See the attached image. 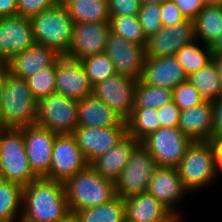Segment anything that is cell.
I'll list each match as a JSON object with an SVG mask.
<instances>
[{
    "instance_id": "603a6c76",
    "label": "cell",
    "mask_w": 222,
    "mask_h": 222,
    "mask_svg": "<svg viewBox=\"0 0 222 222\" xmlns=\"http://www.w3.org/2000/svg\"><path fill=\"white\" fill-rule=\"evenodd\" d=\"M124 206L130 222H170L176 217L148 191L124 198Z\"/></svg>"
},
{
    "instance_id": "bcb514c9",
    "label": "cell",
    "mask_w": 222,
    "mask_h": 222,
    "mask_svg": "<svg viewBox=\"0 0 222 222\" xmlns=\"http://www.w3.org/2000/svg\"><path fill=\"white\" fill-rule=\"evenodd\" d=\"M214 154H215V169L216 176L219 175V171L222 172V138L212 140Z\"/></svg>"
},
{
    "instance_id": "f6af8a7d",
    "label": "cell",
    "mask_w": 222,
    "mask_h": 222,
    "mask_svg": "<svg viewBox=\"0 0 222 222\" xmlns=\"http://www.w3.org/2000/svg\"><path fill=\"white\" fill-rule=\"evenodd\" d=\"M17 16V0H0V17Z\"/></svg>"
},
{
    "instance_id": "ba28073f",
    "label": "cell",
    "mask_w": 222,
    "mask_h": 222,
    "mask_svg": "<svg viewBox=\"0 0 222 222\" xmlns=\"http://www.w3.org/2000/svg\"><path fill=\"white\" fill-rule=\"evenodd\" d=\"M157 163L139 142L132 150L127 165L115 181V193L121 198L147 192Z\"/></svg>"
},
{
    "instance_id": "3957f363",
    "label": "cell",
    "mask_w": 222,
    "mask_h": 222,
    "mask_svg": "<svg viewBox=\"0 0 222 222\" xmlns=\"http://www.w3.org/2000/svg\"><path fill=\"white\" fill-rule=\"evenodd\" d=\"M69 212L109 202L116 196L114 182L102 178L90 165L64 182Z\"/></svg>"
},
{
    "instance_id": "ab89813d",
    "label": "cell",
    "mask_w": 222,
    "mask_h": 222,
    "mask_svg": "<svg viewBox=\"0 0 222 222\" xmlns=\"http://www.w3.org/2000/svg\"><path fill=\"white\" fill-rule=\"evenodd\" d=\"M140 6L139 0H108L110 15L137 16Z\"/></svg>"
},
{
    "instance_id": "4fadbf2b",
    "label": "cell",
    "mask_w": 222,
    "mask_h": 222,
    "mask_svg": "<svg viewBox=\"0 0 222 222\" xmlns=\"http://www.w3.org/2000/svg\"><path fill=\"white\" fill-rule=\"evenodd\" d=\"M196 40L194 22H183L161 27L147 38L145 57H164L175 55L183 46Z\"/></svg>"
},
{
    "instance_id": "9a60e30c",
    "label": "cell",
    "mask_w": 222,
    "mask_h": 222,
    "mask_svg": "<svg viewBox=\"0 0 222 222\" xmlns=\"http://www.w3.org/2000/svg\"><path fill=\"white\" fill-rule=\"evenodd\" d=\"M55 92L80 100L93 93V85L79 60L62 55L56 61Z\"/></svg>"
},
{
    "instance_id": "681fc988",
    "label": "cell",
    "mask_w": 222,
    "mask_h": 222,
    "mask_svg": "<svg viewBox=\"0 0 222 222\" xmlns=\"http://www.w3.org/2000/svg\"><path fill=\"white\" fill-rule=\"evenodd\" d=\"M5 77H6V68L2 66L0 68V111H1V100L3 96V87L5 83Z\"/></svg>"
},
{
    "instance_id": "836d02e7",
    "label": "cell",
    "mask_w": 222,
    "mask_h": 222,
    "mask_svg": "<svg viewBox=\"0 0 222 222\" xmlns=\"http://www.w3.org/2000/svg\"><path fill=\"white\" fill-rule=\"evenodd\" d=\"M109 24L110 32L126 39L129 42L137 43L146 47L147 38L137 16L110 15Z\"/></svg>"
},
{
    "instance_id": "f5cc1de1",
    "label": "cell",
    "mask_w": 222,
    "mask_h": 222,
    "mask_svg": "<svg viewBox=\"0 0 222 222\" xmlns=\"http://www.w3.org/2000/svg\"><path fill=\"white\" fill-rule=\"evenodd\" d=\"M206 5H222V0H205Z\"/></svg>"
},
{
    "instance_id": "d590c367",
    "label": "cell",
    "mask_w": 222,
    "mask_h": 222,
    "mask_svg": "<svg viewBox=\"0 0 222 222\" xmlns=\"http://www.w3.org/2000/svg\"><path fill=\"white\" fill-rule=\"evenodd\" d=\"M55 72L56 62L26 79L37 101L55 92Z\"/></svg>"
},
{
    "instance_id": "d6a6232c",
    "label": "cell",
    "mask_w": 222,
    "mask_h": 222,
    "mask_svg": "<svg viewBox=\"0 0 222 222\" xmlns=\"http://www.w3.org/2000/svg\"><path fill=\"white\" fill-rule=\"evenodd\" d=\"M197 39L180 48L175 57L182 66L185 74L188 76L191 73L200 70L212 61V51L209 45L204 48L197 45Z\"/></svg>"
},
{
    "instance_id": "d6986e66",
    "label": "cell",
    "mask_w": 222,
    "mask_h": 222,
    "mask_svg": "<svg viewBox=\"0 0 222 222\" xmlns=\"http://www.w3.org/2000/svg\"><path fill=\"white\" fill-rule=\"evenodd\" d=\"M61 56L54 48L34 43L12 56L3 66L11 75L26 80L45 67L52 66Z\"/></svg>"
},
{
    "instance_id": "44dd1931",
    "label": "cell",
    "mask_w": 222,
    "mask_h": 222,
    "mask_svg": "<svg viewBox=\"0 0 222 222\" xmlns=\"http://www.w3.org/2000/svg\"><path fill=\"white\" fill-rule=\"evenodd\" d=\"M140 80L148 85L173 90L180 83L187 81V75L175 55L145 57Z\"/></svg>"
},
{
    "instance_id": "7dc6e473",
    "label": "cell",
    "mask_w": 222,
    "mask_h": 222,
    "mask_svg": "<svg viewBox=\"0 0 222 222\" xmlns=\"http://www.w3.org/2000/svg\"><path fill=\"white\" fill-rule=\"evenodd\" d=\"M212 54H222V33L218 38L210 45Z\"/></svg>"
},
{
    "instance_id": "e575fe53",
    "label": "cell",
    "mask_w": 222,
    "mask_h": 222,
    "mask_svg": "<svg viewBox=\"0 0 222 222\" xmlns=\"http://www.w3.org/2000/svg\"><path fill=\"white\" fill-rule=\"evenodd\" d=\"M93 86L116 74L113 62L103 52L79 60Z\"/></svg>"
},
{
    "instance_id": "f1b7e54d",
    "label": "cell",
    "mask_w": 222,
    "mask_h": 222,
    "mask_svg": "<svg viewBox=\"0 0 222 222\" xmlns=\"http://www.w3.org/2000/svg\"><path fill=\"white\" fill-rule=\"evenodd\" d=\"M187 81L196 88L204 101L214 102L222 96V82L213 61L189 74Z\"/></svg>"
},
{
    "instance_id": "1f68e13d",
    "label": "cell",
    "mask_w": 222,
    "mask_h": 222,
    "mask_svg": "<svg viewBox=\"0 0 222 222\" xmlns=\"http://www.w3.org/2000/svg\"><path fill=\"white\" fill-rule=\"evenodd\" d=\"M173 101L172 90L156 87L137 81L134 98V109L161 108Z\"/></svg>"
},
{
    "instance_id": "816d5d0a",
    "label": "cell",
    "mask_w": 222,
    "mask_h": 222,
    "mask_svg": "<svg viewBox=\"0 0 222 222\" xmlns=\"http://www.w3.org/2000/svg\"><path fill=\"white\" fill-rule=\"evenodd\" d=\"M140 5L156 4L161 5L166 0H139Z\"/></svg>"
},
{
    "instance_id": "52a82bcc",
    "label": "cell",
    "mask_w": 222,
    "mask_h": 222,
    "mask_svg": "<svg viewBox=\"0 0 222 222\" xmlns=\"http://www.w3.org/2000/svg\"><path fill=\"white\" fill-rule=\"evenodd\" d=\"M78 101L56 92L37 101L35 124L57 134H72L77 128Z\"/></svg>"
},
{
    "instance_id": "ac0fdd59",
    "label": "cell",
    "mask_w": 222,
    "mask_h": 222,
    "mask_svg": "<svg viewBox=\"0 0 222 222\" xmlns=\"http://www.w3.org/2000/svg\"><path fill=\"white\" fill-rule=\"evenodd\" d=\"M126 134V126L77 127L72 133L88 163L108 151Z\"/></svg>"
},
{
    "instance_id": "4316f807",
    "label": "cell",
    "mask_w": 222,
    "mask_h": 222,
    "mask_svg": "<svg viewBox=\"0 0 222 222\" xmlns=\"http://www.w3.org/2000/svg\"><path fill=\"white\" fill-rule=\"evenodd\" d=\"M193 22L196 39L210 46L222 33V5H205Z\"/></svg>"
},
{
    "instance_id": "8fae6325",
    "label": "cell",
    "mask_w": 222,
    "mask_h": 222,
    "mask_svg": "<svg viewBox=\"0 0 222 222\" xmlns=\"http://www.w3.org/2000/svg\"><path fill=\"white\" fill-rule=\"evenodd\" d=\"M137 80L115 74L93 86L92 95L104 102L125 121L134 109Z\"/></svg>"
},
{
    "instance_id": "b9f144b4",
    "label": "cell",
    "mask_w": 222,
    "mask_h": 222,
    "mask_svg": "<svg viewBox=\"0 0 222 222\" xmlns=\"http://www.w3.org/2000/svg\"><path fill=\"white\" fill-rule=\"evenodd\" d=\"M160 15L163 26L174 25L186 19L173 0H166L160 5Z\"/></svg>"
},
{
    "instance_id": "83f0119b",
    "label": "cell",
    "mask_w": 222,
    "mask_h": 222,
    "mask_svg": "<svg viewBox=\"0 0 222 222\" xmlns=\"http://www.w3.org/2000/svg\"><path fill=\"white\" fill-rule=\"evenodd\" d=\"M74 215L78 222H124V199L116 195L107 203L76 211Z\"/></svg>"
},
{
    "instance_id": "4dcf8cb0",
    "label": "cell",
    "mask_w": 222,
    "mask_h": 222,
    "mask_svg": "<svg viewBox=\"0 0 222 222\" xmlns=\"http://www.w3.org/2000/svg\"><path fill=\"white\" fill-rule=\"evenodd\" d=\"M156 108L133 109L126 120L127 134L141 142L149 134L160 128Z\"/></svg>"
},
{
    "instance_id": "277c9868",
    "label": "cell",
    "mask_w": 222,
    "mask_h": 222,
    "mask_svg": "<svg viewBox=\"0 0 222 222\" xmlns=\"http://www.w3.org/2000/svg\"><path fill=\"white\" fill-rule=\"evenodd\" d=\"M35 43L65 55L71 44L74 21L62 2L30 18Z\"/></svg>"
},
{
    "instance_id": "484cf974",
    "label": "cell",
    "mask_w": 222,
    "mask_h": 222,
    "mask_svg": "<svg viewBox=\"0 0 222 222\" xmlns=\"http://www.w3.org/2000/svg\"><path fill=\"white\" fill-rule=\"evenodd\" d=\"M74 23L98 22L110 20L108 0H61Z\"/></svg>"
},
{
    "instance_id": "11a10c76",
    "label": "cell",
    "mask_w": 222,
    "mask_h": 222,
    "mask_svg": "<svg viewBox=\"0 0 222 222\" xmlns=\"http://www.w3.org/2000/svg\"><path fill=\"white\" fill-rule=\"evenodd\" d=\"M2 172H1V168H0V181H2Z\"/></svg>"
},
{
    "instance_id": "e0dca14e",
    "label": "cell",
    "mask_w": 222,
    "mask_h": 222,
    "mask_svg": "<svg viewBox=\"0 0 222 222\" xmlns=\"http://www.w3.org/2000/svg\"><path fill=\"white\" fill-rule=\"evenodd\" d=\"M35 43L31 20L23 16L0 18V63Z\"/></svg>"
},
{
    "instance_id": "db71d44e",
    "label": "cell",
    "mask_w": 222,
    "mask_h": 222,
    "mask_svg": "<svg viewBox=\"0 0 222 222\" xmlns=\"http://www.w3.org/2000/svg\"><path fill=\"white\" fill-rule=\"evenodd\" d=\"M181 218H182V216H176L170 222H181Z\"/></svg>"
},
{
    "instance_id": "9c48e42d",
    "label": "cell",
    "mask_w": 222,
    "mask_h": 222,
    "mask_svg": "<svg viewBox=\"0 0 222 222\" xmlns=\"http://www.w3.org/2000/svg\"><path fill=\"white\" fill-rule=\"evenodd\" d=\"M193 141L178 127H160L141 141L158 166L177 167Z\"/></svg>"
},
{
    "instance_id": "7a4b0ae2",
    "label": "cell",
    "mask_w": 222,
    "mask_h": 222,
    "mask_svg": "<svg viewBox=\"0 0 222 222\" xmlns=\"http://www.w3.org/2000/svg\"><path fill=\"white\" fill-rule=\"evenodd\" d=\"M37 100L27 80L11 75L6 70L1 100L0 128L20 129L35 124Z\"/></svg>"
},
{
    "instance_id": "ffe728a7",
    "label": "cell",
    "mask_w": 222,
    "mask_h": 222,
    "mask_svg": "<svg viewBox=\"0 0 222 222\" xmlns=\"http://www.w3.org/2000/svg\"><path fill=\"white\" fill-rule=\"evenodd\" d=\"M147 191L175 216H182L175 206L177 202L181 201L184 194L189 192L182 184L177 167L157 166Z\"/></svg>"
},
{
    "instance_id": "7402d4cb",
    "label": "cell",
    "mask_w": 222,
    "mask_h": 222,
    "mask_svg": "<svg viewBox=\"0 0 222 222\" xmlns=\"http://www.w3.org/2000/svg\"><path fill=\"white\" fill-rule=\"evenodd\" d=\"M179 130L192 141L213 140V104L204 101L188 109L180 110Z\"/></svg>"
},
{
    "instance_id": "f35d334b",
    "label": "cell",
    "mask_w": 222,
    "mask_h": 222,
    "mask_svg": "<svg viewBox=\"0 0 222 222\" xmlns=\"http://www.w3.org/2000/svg\"><path fill=\"white\" fill-rule=\"evenodd\" d=\"M60 2L61 0H17V15L31 18Z\"/></svg>"
},
{
    "instance_id": "7bdbcfd3",
    "label": "cell",
    "mask_w": 222,
    "mask_h": 222,
    "mask_svg": "<svg viewBox=\"0 0 222 222\" xmlns=\"http://www.w3.org/2000/svg\"><path fill=\"white\" fill-rule=\"evenodd\" d=\"M181 14L188 20H194L196 15L206 5L205 0H173Z\"/></svg>"
},
{
    "instance_id": "f907efd6",
    "label": "cell",
    "mask_w": 222,
    "mask_h": 222,
    "mask_svg": "<svg viewBox=\"0 0 222 222\" xmlns=\"http://www.w3.org/2000/svg\"><path fill=\"white\" fill-rule=\"evenodd\" d=\"M57 222H78L74 213H69L68 215H66L63 219L58 220Z\"/></svg>"
},
{
    "instance_id": "30bf717a",
    "label": "cell",
    "mask_w": 222,
    "mask_h": 222,
    "mask_svg": "<svg viewBox=\"0 0 222 222\" xmlns=\"http://www.w3.org/2000/svg\"><path fill=\"white\" fill-rule=\"evenodd\" d=\"M88 165L75 137L72 134H57L52 148L50 170L44 178L64 183Z\"/></svg>"
},
{
    "instance_id": "5b68a950",
    "label": "cell",
    "mask_w": 222,
    "mask_h": 222,
    "mask_svg": "<svg viewBox=\"0 0 222 222\" xmlns=\"http://www.w3.org/2000/svg\"><path fill=\"white\" fill-rule=\"evenodd\" d=\"M0 168L4 181L23 187L39 177L30 167L23 138V128H0Z\"/></svg>"
},
{
    "instance_id": "ee69618b",
    "label": "cell",
    "mask_w": 222,
    "mask_h": 222,
    "mask_svg": "<svg viewBox=\"0 0 222 222\" xmlns=\"http://www.w3.org/2000/svg\"><path fill=\"white\" fill-rule=\"evenodd\" d=\"M213 104V140L222 138V96Z\"/></svg>"
},
{
    "instance_id": "60d3db41",
    "label": "cell",
    "mask_w": 222,
    "mask_h": 222,
    "mask_svg": "<svg viewBox=\"0 0 222 222\" xmlns=\"http://www.w3.org/2000/svg\"><path fill=\"white\" fill-rule=\"evenodd\" d=\"M157 114L160 122V127L171 128L178 127L180 117L179 107L171 101L163 107L157 109Z\"/></svg>"
},
{
    "instance_id": "c3c4849f",
    "label": "cell",
    "mask_w": 222,
    "mask_h": 222,
    "mask_svg": "<svg viewBox=\"0 0 222 222\" xmlns=\"http://www.w3.org/2000/svg\"><path fill=\"white\" fill-rule=\"evenodd\" d=\"M212 61L216 66L219 78L222 82V54H212Z\"/></svg>"
},
{
    "instance_id": "74e56055",
    "label": "cell",
    "mask_w": 222,
    "mask_h": 222,
    "mask_svg": "<svg viewBox=\"0 0 222 222\" xmlns=\"http://www.w3.org/2000/svg\"><path fill=\"white\" fill-rule=\"evenodd\" d=\"M173 102L180 110L188 109L204 102L201 94L188 81L180 83L172 90Z\"/></svg>"
},
{
    "instance_id": "5bb4252c",
    "label": "cell",
    "mask_w": 222,
    "mask_h": 222,
    "mask_svg": "<svg viewBox=\"0 0 222 222\" xmlns=\"http://www.w3.org/2000/svg\"><path fill=\"white\" fill-rule=\"evenodd\" d=\"M109 33V22L74 23L71 44L64 56L73 60H81L84 57L105 52Z\"/></svg>"
},
{
    "instance_id": "6da1fadb",
    "label": "cell",
    "mask_w": 222,
    "mask_h": 222,
    "mask_svg": "<svg viewBox=\"0 0 222 222\" xmlns=\"http://www.w3.org/2000/svg\"><path fill=\"white\" fill-rule=\"evenodd\" d=\"M69 213L63 182L41 177L23 187L24 222H57Z\"/></svg>"
},
{
    "instance_id": "d4e9b609",
    "label": "cell",
    "mask_w": 222,
    "mask_h": 222,
    "mask_svg": "<svg viewBox=\"0 0 222 222\" xmlns=\"http://www.w3.org/2000/svg\"><path fill=\"white\" fill-rule=\"evenodd\" d=\"M126 126V121L93 95L78 100L77 127Z\"/></svg>"
},
{
    "instance_id": "cb8c5ba5",
    "label": "cell",
    "mask_w": 222,
    "mask_h": 222,
    "mask_svg": "<svg viewBox=\"0 0 222 222\" xmlns=\"http://www.w3.org/2000/svg\"><path fill=\"white\" fill-rule=\"evenodd\" d=\"M139 142L126 134L104 154L93 159L89 165L102 177L115 181L127 165L130 153Z\"/></svg>"
},
{
    "instance_id": "8992f818",
    "label": "cell",
    "mask_w": 222,
    "mask_h": 222,
    "mask_svg": "<svg viewBox=\"0 0 222 222\" xmlns=\"http://www.w3.org/2000/svg\"><path fill=\"white\" fill-rule=\"evenodd\" d=\"M177 170L183 186L189 193L211 184L217 178L212 141H193Z\"/></svg>"
},
{
    "instance_id": "f546056e",
    "label": "cell",
    "mask_w": 222,
    "mask_h": 222,
    "mask_svg": "<svg viewBox=\"0 0 222 222\" xmlns=\"http://www.w3.org/2000/svg\"><path fill=\"white\" fill-rule=\"evenodd\" d=\"M22 200V185L0 181V222H17L21 219Z\"/></svg>"
},
{
    "instance_id": "2e32d148",
    "label": "cell",
    "mask_w": 222,
    "mask_h": 222,
    "mask_svg": "<svg viewBox=\"0 0 222 222\" xmlns=\"http://www.w3.org/2000/svg\"><path fill=\"white\" fill-rule=\"evenodd\" d=\"M56 135L57 133L37 124L23 127L26 155L31 169L39 178L49 173Z\"/></svg>"
},
{
    "instance_id": "8d00e7d4",
    "label": "cell",
    "mask_w": 222,
    "mask_h": 222,
    "mask_svg": "<svg viewBox=\"0 0 222 222\" xmlns=\"http://www.w3.org/2000/svg\"><path fill=\"white\" fill-rule=\"evenodd\" d=\"M137 17L146 38L155 34L161 27H163L160 15V5H141Z\"/></svg>"
},
{
    "instance_id": "7c38bea8",
    "label": "cell",
    "mask_w": 222,
    "mask_h": 222,
    "mask_svg": "<svg viewBox=\"0 0 222 222\" xmlns=\"http://www.w3.org/2000/svg\"><path fill=\"white\" fill-rule=\"evenodd\" d=\"M105 53L113 62L116 74L140 80L145 60V47L110 32Z\"/></svg>"
}]
</instances>
